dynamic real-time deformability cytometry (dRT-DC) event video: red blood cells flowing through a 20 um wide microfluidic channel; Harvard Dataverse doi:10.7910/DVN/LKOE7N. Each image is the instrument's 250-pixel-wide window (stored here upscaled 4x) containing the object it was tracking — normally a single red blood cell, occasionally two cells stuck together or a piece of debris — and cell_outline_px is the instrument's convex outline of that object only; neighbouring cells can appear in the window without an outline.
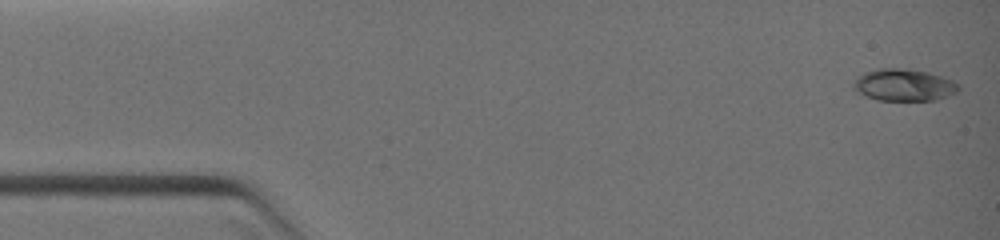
{"species": "common noctule bat (a hibernating species)", "species_latin": "Nyctalus noctula", "temperature_condition": "warm", "stored_images_in_passage": 32, "camera_frame_rate_fps": 3000, "um_per_image_px": 0.085, "animal": {"sex": "female", "body_mass_g": 19.0, "forearm_length_mm": 51.5}, "frame": {"image": 1, "passage_image": 1, "time_ms": 0.0, "image_size_px": [1000, 240], "cell_outline_px": [[960, 88], [956, 92], [948, 96], [936, 100], [876, 100], [852, 88], [852, 84], [864, 72], [880, 68], [900, 68], [924, 72], [940, 76], [952, 80], [960, 84]], "centroid_in_image_um": [76.85, 7.23], "position_along_channel_um": 8.2, "area_um2": 19.31}}
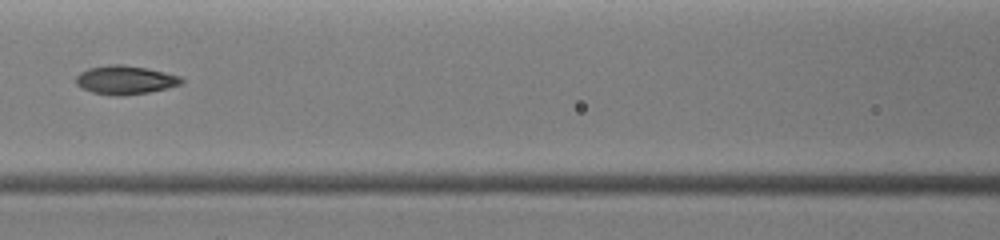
{"frame": {"image": 2, "passage_image": 20, "time_ms": 5.0, "image_size_px": [1000, 240], "cell_outline_px": [[184, 80], [180, 84], [168, 88], [148, 92], [124, 96], [112, 96], [92, 92], [80, 88], [76, 84], [76, 76], [80, 72], [88, 68], [108, 64], [124, 64], [164, 72], [180, 76]], "centroid_in_image_um": [10.6, 6.8], "position_along_channel_um": 156.0, "area_um2": 17.74}}
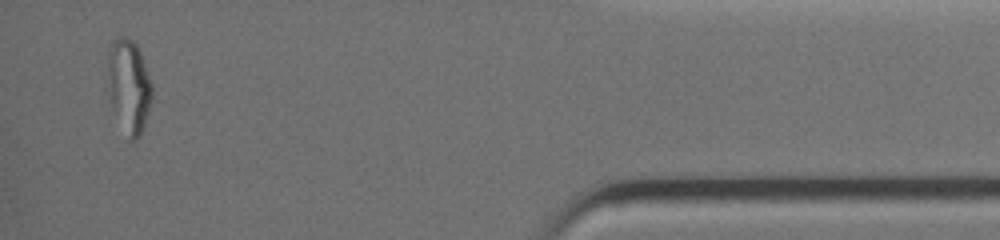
{"frame": {"image": 3, "passage_image": 32, "time_ms": 11.0, "image_size_px": [1000, 240], "cell_outline_px": [[152, 96], [148, 112], [140, 136], [136, 140], [128, 140], [112, 104], [108, 64], [108, 52], [112, 40], [116, 36], [124, 36], [132, 40], [136, 44], [140, 52], [152, 84]], "centroid_in_image_um": [10.98, 7.28], "position_along_channel_um": 424.2, "area_um2": 23.58}}